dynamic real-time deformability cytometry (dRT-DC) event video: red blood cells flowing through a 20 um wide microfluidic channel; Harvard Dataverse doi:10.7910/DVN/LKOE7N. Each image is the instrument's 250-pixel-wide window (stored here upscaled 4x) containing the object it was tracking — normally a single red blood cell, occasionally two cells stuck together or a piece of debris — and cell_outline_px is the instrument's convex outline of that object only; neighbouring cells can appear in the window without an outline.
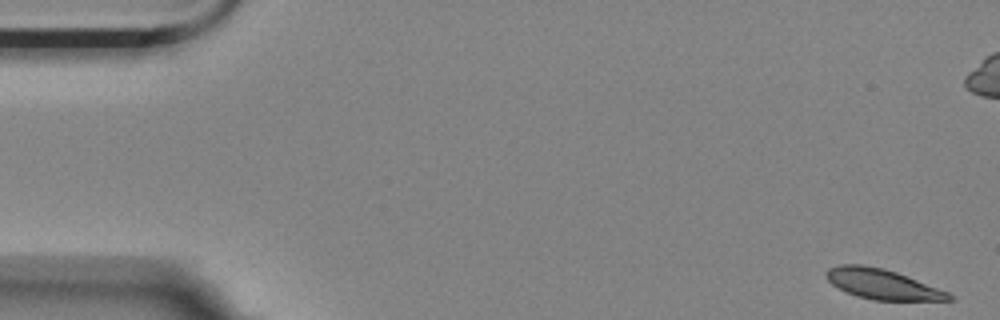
{"species": "Egyptian fruit bat (a non-hibernating species)", "species_latin": "Rousettus aegyptiacus", "temperature_condition": "room temperature", "stored_images_in_passage": 3, "camera_frame_rate_fps": 3000, "um_per_image_px": 0.085, "animal": {"sex": "female"}, "frame": {"image": 1, "passage_image": 1, "time_ms": 0.0, "image_size_px": [1000, 320], "cell_outline_px": [[956, 300], [872, 300], [856, 296], [832, 284], [824, 276], [824, 272], [828, 268], [840, 264], [864, 264], [884, 268], [896, 272], [948, 292]], "centroid_in_image_um": [74.95, 24.14], "position_along_channel_um": 10.1, "area_um2": 21.44}}